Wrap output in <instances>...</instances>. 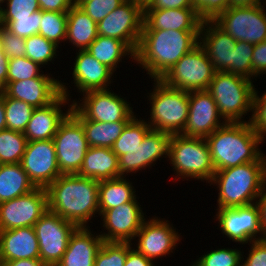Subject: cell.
<instances>
[{
  "instance_id": "6da1fadb",
  "label": "cell",
  "mask_w": 266,
  "mask_h": 266,
  "mask_svg": "<svg viewBox=\"0 0 266 266\" xmlns=\"http://www.w3.org/2000/svg\"><path fill=\"white\" fill-rule=\"evenodd\" d=\"M200 31L142 30L135 63L160 80L185 54L199 45Z\"/></svg>"
},
{
  "instance_id": "7a4b0ae2",
  "label": "cell",
  "mask_w": 266,
  "mask_h": 266,
  "mask_svg": "<svg viewBox=\"0 0 266 266\" xmlns=\"http://www.w3.org/2000/svg\"><path fill=\"white\" fill-rule=\"evenodd\" d=\"M99 181L76 174H62L47 188L48 210L74 223L89 227L99 214Z\"/></svg>"
},
{
  "instance_id": "3957f363",
  "label": "cell",
  "mask_w": 266,
  "mask_h": 266,
  "mask_svg": "<svg viewBox=\"0 0 266 266\" xmlns=\"http://www.w3.org/2000/svg\"><path fill=\"white\" fill-rule=\"evenodd\" d=\"M215 171L257 161L265 141L250 122H226L206 138Z\"/></svg>"
},
{
  "instance_id": "277c9868",
  "label": "cell",
  "mask_w": 266,
  "mask_h": 266,
  "mask_svg": "<svg viewBox=\"0 0 266 266\" xmlns=\"http://www.w3.org/2000/svg\"><path fill=\"white\" fill-rule=\"evenodd\" d=\"M266 182V155L257 161L215 171L210 186H217V209L257 202ZM219 188V189H218Z\"/></svg>"
},
{
  "instance_id": "5b68a950",
  "label": "cell",
  "mask_w": 266,
  "mask_h": 266,
  "mask_svg": "<svg viewBox=\"0 0 266 266\" xmlns=\"http://www.w3.org/2000/svg\"><path fill=\"white\" fill-rule=\"evenodd\" d=\"M254 90L252 80L224 71H216L207 88L226 122H247L244 118L253 111Z\"/></svg>"
},
{
  "instance_id": "8992f818",
  "label": "cell",
  "mask_w": 266,
  "mask_h": 266,
  "mask_svg": "<svg viewBox=\"0 0 266 266\" xmlns=\"http://www.w3.org/2000/svg\"><path fill=\"white\" fill-rule=\"evenodd\" d=\"M152 81L153 89L147 96L151 106L150 119L146 122L153 130L180 134L189 114V91L169 87L161 80Z\"/></svg>"
},
{
  "instance_id": "52a82bcc",
  "label": "cell",
  "mask_w": 266,
  "mask_h": 266,
  "mask_svg": "<svg viewBox=\"0 0 266 266\" xmlns=\"http://www.w3.org/2000/svg\"><path fill=\"white\" fill-rule=\"evenodd\" d=\"M169 162L176 175L173 178L175 181L181 178L188 181L191 178L210 183L215 173L205 138L173 134Z\"/></svg>"
},
{
  "instance_id": "ba28073f",
  "label": "cell",
  "mask_w": 266,
  "mask_h": 266,
  "mask_svg": "<svg viewBox=\"0 0 266 266\" xmlns=\"http://www.w3.org/2000/svg\"><path fill=\"white\" fill-rule=\"evenodd\" d=\"M216 70L205 50L197 45L160 79L165 85L185 91L207 90Z\"/></svg>"
},
{
  "instance_id": "9c48e42d",
  "label": "cell",
  "mask_w": 266,
  "mask_h": 266,
  "mask_svg": "<svg viewBox=\"0 0 266 266\" xmlns=\"http://www.w3.org/2000/svg\"><path fill=\"white\" fill-rule=\"evenodd\" d=\"M265 9L263 4L228 7L213 21L235 41L256 45L266 40Z\"/></svg>"
},
{
  "instance_id": "30bf717a",
  "label": "cell",
  "mask_w": 266,
  "mask_h": 266,
  "mask_svg": "<svg viewBox=\"0 0 266 266\" xmlns=\"http://www.w3.org/2000/svg\"><path fill=\"white\" fill-rule=\"evenodd\" d=\"M144 8L134 0H126L97 23V33L123 41L136 52L143 29Z\"/></svg>"
},
{
  "instance_id": "8fae6325",
  "label": "cell",
  "mask_w": 266,
  "mask_h": 266,
  "mask_svg": "<svg viewBox=\"0 0 266 266\" xmlns=\"http://www.w3.org/2000/svg\"><path fill=\"white\" fill-rule=\"evenodd\" d=\"M82 95L80 101L73 100V106L88 120L104 123L129 122L135 116L126 97L117 95L113 90H92Z\"/></svg>"
},
{
  "instance_id": "7c38bea8",
  "label": "cell",
  "mask_w": 266,
  "mask_h": 266,
  "mask_svg": "<svg viewBox=\"0 0 266 266\" xmlns=\"http://www.w3.org/2000/svg\"><path fill=\"white\" fill-rule=\"evenodd\" d=\"M53 143L60 172L78 173L89 145L82 124L71 113L60 124Z\"/></svg>"
},
{
  "instance_id": "4fadbf2b",
  "label": "cell",
  "mask_w": 266,
  "mask_h": 266,
  "mask_svg": "<svg viewBox=\"0 0 266 266\" xmlns=\"http://www.w3.org/2000/svg\"><path fill=\"white\" fill-rule=\"evenodd\" d=\"M77 228L74 223L49 210L34 224L40 259L47 266H56L60 262Z\"/></svg>"
},
{
  "instance_id": "5bb4252c",
  "label": "cell",
  "mask_w": 266,
  "mask_h": 266,
  "mask_svg": "<svg viewBox=\"0 0 266 266\" xmlns=\"http://www.w3.org/2000/svg\"><path fill=\"white\" fill-rule=\"evenodd\" d=\"M216 210L215 221H218L223 236L232 242L245 245L248 242L264 239L260 208L257 203Z\"/></svg>"
},
{
  "instance_id": "9a60e30c",
  "label": "cell",
  "mask_w": 266,
  "mask_h": 266,
  "mask_svg": "<svg viewBox=\"0 0 266 266\" xmlns=\"http://www.w3.org/2000/svg\"><path fill=\"white\" fill-rule=\"evenodd\" d=\"M47 211V190L37 187L28 194L0 203V231L34 227Z\"/></svg>"
},
{
  "instance_id": "2e32d148",
  "label": "cell",
  "mask_w": 266,
  "mask_h": 266,
  "mask_svg": "<svg viewBox=\"0 0 266 266\" xmlns=\"http://www.w3.org/2000/svg\"><path fill=\"white\" fill-rule=\"evenodd\" d=\"M169 220L153 216L144 221L135 236V249L146 258L155 262L161 257L171 255L181 242L182 237ZM137 238V239H136ZM175 249V250H174Z\"/></svg>"
},
{
  "instance_id": "e0dca14e",
  "label": "cell",
  "mask_w": 266,
  "mask_h": 266,
  "mask_svg": "<svg viewBox=\"0 0 266 266\" xmlns=\"http://www.w3.org/2000/svg\"><path fill=\"white\" fill-rule=\"evenodd\" d=\"M172 139L173 134L151 129L140 146L128 150L127 154L119 157L120 176L126 177L130 173L135 174L140 170L151 168L163 157L169 161Z\"/></svg>"
},
{
  "instance_id": "ac0fdd59",
  "label": "cell",
  "mask_w": 266,
  "mask_h": 266,
  "mask_svg": "<svg viewBox=\"0 0 266 266\" xmlns=\"http://www.w3.org/2000/svg\"><path fill=\"white\" fill-rule=\"evenodd\" d=\"M138 200L123 203L100 214L103 231L99 233L104 242H132L146 220ZM103 232V233H102Z\"/></svg>"
},
{
  "instance_id": "d6986e66",
  "label": "cell",
  "mask_w": 266,
  "mask_h": 266,
  "mask_svg": "<svg viewBox=\"0 0 266 266\" xmlns=\"http://www.w3.org/2000/svg\"><path fill=\"white\" fill-rule=\"evenodd\" d=\"M66 83L60 80L61 94L49 105L42 108H35L27 123L24 135L27 141H40L53 139L60 124L71 113L73 101H71L70 90ZM71 102V103H70ZM68 109L63 112L62 107Z\"/></svg>"
},
{
  "instance_id": "ffe728a7",
  "label": "cell",
  "mask_w": 266,
  "mask_h": 266,
  "mask_svg": "<svg viewBox=\"0 0 266 266\" xmlns=\"http://www.w3.org/2000/svg\"><path fill=\"white\" fill-rule=\"evenodd\" d=\"M20 164L36 187L47 188L62 175L53 139L27 142Z\"/></svg>"
},
{
  "instance_id": "44dd1931",
  "label": "cell",
  "mask_w": 266,
  "mask_h": 266,
  "mask_svg": "<svg viewBox=\"0 0 266 266\" xmlns=\"http://www.w3.org/2000/svg\"><path fill=\"white\" fill-rule=\"evenodd\" d=\"M225 123L214 98L207 90L189 92V114L180 134L206 139Z\"/></svg>"
},
{
  "instance_id": "7402d4cb",
  "label": "cell",
  "mask_w": 266,
  "mask_h": 266,
  "mask_svg": "<svg viewBox=\"0 0 266 266\" xmlns=\"http://www.w3.org/2000/svg\"><path fill=\"white\" fill-rule=\"evenodd\" d=\"M7 97L22 100L34 108H42L60 94V81L44 71L36 78L7 82L1 90Z\"/></svg>"
},
{
  "instance_id": "603a6c76",
  "label": "cell",
  "mask_w": 266,
  "mask_h": 266,
  "mask_svg": "<svg viewBox=\"0 0 266 266\" xmlns=\"http://www.w3.org/2000/svg\"><path fill=\"white\" fill-rule=\"evenodd\" d=\"M75 62L72 66L73 86L77 92L83 94L92 90L110 89L114 72L106 65L95 59L86 50H76ZM113 76V77H112ZM112 78V79H111Z\"/></svg>"
},
{
  "instance_id": "cb8c5ba5",
  "label": "cell",
  "mask_w": 266,
  "mask_h": 266,
  "mask_svg": "<svg viewBox=\"0 0 266 266\" xmlns=\"http://www.w3.org/2000/svg\"><path fill=\"white\" fill-rule=\"evenodd\" d=\"M236 42L213 20H203L199 32V45L205 50L216 71L231 73V56Z\"/></svg>"
},
{
  "instance_id": "d4e9b609",
  "label": "cell",
  "mask_w": 266,
  "mask_h": 266,
  "mask_svg": "<svg viewBox=\"0 0 266 266\" xmlns=\"http://www.w3.org/2000/svg\"><path fill=\"white\" fill-rule=\"evenodd\" d=\"M202 21L194 8L144 10L142 30L200 31Z\"/></svg>"
},
{
  "instance_id": "484cf974",
  "label": "cell",
  "mask_w": 266,
  "mask_h": 266,
  "mask_svg": "<svg viewBox=\"0 0 266 266\" xmlns=\"http://www.w3.org/2000/svg\"><path fill=\"white\" fill-rule=\"evenodd\" d=\"M93 233L90 227H78L56 266H94L96 254L104 241L99 233Z\"/></svg>"
},
{
  "instance_id": "4316f807",
  "label": "cell",
  "mask_w": 266,
  "mask_h": 266,
  "mask_svg": "<svg viewBox=\"0 0 266 266\" xmlns=\"http://www.w3.org/2000/svg\"><path fill=\"white\" fill-rule=\"evenodd\" d=\"M40 258L34 227L0 231V261Z\"/></svg>"
},
{
  "instance_id": "83f0119b",
  "label": "cell",
  "mask_w": 266,
  "mask_h": 266,
  "mask_svg": "<svg viewBox=\"0 0 266 266\" xmlns=\"http://www.w3.org/2000/svg\"><path fill=\"white\" fill-rule=\"evenodd\" d=\"M77 174L96 181L121 177L119 158L113 152L112 148L89 147L85 154L81 169Z\"/></svg>"
},
{
  "instance_id": "f1b7e54d",
  "label": "cell",
  "mask_w": 266,
  "mask_h": 266,
  "mask_svg": "<svg viewBox=\"0 0 266 266\" xmlns=\"http://www.w3.org/2000/svg\"><path fill=\"white\" fill-rule=\"evenodd\" d=\"M97 23L76 5L67 11L66 44L74 45L78 50H86L97 38Z\"/></svg>"
},
{
  "instance_id": "f546056e",
  "label": "cell",
  "mask_w": 266,
  "mask_h": 266,
  "mask_svg": "<svg viewBox=\"0 0 266 266\" xmlns=\"http://www.w3.org/2000/svg\"><path fill=\"white\" fill-rule=\"evenodd\" d=\"M71 114L82 124L89 147L112 148L128 123H104L88 120L74 106Z\"/></svg>"
},
{
  "instance_id": "4dcf8cb0",
  "label": "cell",
  "mask_w": 266,
  "mask_h": 266,
  "mask_svg": "<svg viewBox=\"0 0 266 266\" xmlns=\"http://www.w3.org/2000/svg\"><path fill=\"white\" fill-rule=\"evenodd\" d=\"M86 51L113 72L125 57L135 62V53L123 41L112 37L98 35Z\"/></svg>"
},
{
  "instance_id": "1f68e13d",
  "label": "cell",
  "mask_w": 266,
  "mask_h": 266,
  "mask_svg": "<svg viewBox=\"0 0 266 266\" xmlns=\"http://www.w3.org/2000/svg\"><path fill=\"white\" fill-rule=\"evenodd\" d=\"M126 178L121 176L99 181V215L105 210L118 207L123 203H128L138 198L136 197V189L132 185L133 183Z\"/></svg>"
},
{
  "instance_id": "d6a6232c",
  "label": "cell",
  "mask_w": 266,
  "mask_h": 266,
  "mask_svg": "<svg viewBox=\"0 0 266 266\" xmlns=\"http://www.w3.org/2000/svg\"><path fill=\"white\" fill-rule=\"evenodd\" d=\"M36 188L20 163L0 164V203L28 194Z\"/></svg>"
},
{
  "instance_id": "836d02e7",
  "label": "cell",
  "mask_w": 266,
  "mask_h": 266,
  "mask_svg": "<svg viewBox=\"0 0 266 266\" xmlns=\"http://www.w3.org/2000/svg\"><path fill=\"white\" fill-rule=\"evenodd\" d=\"M135 116L126 124L121 135L115 141L112 150L119 158L141 145L145 135L152 129L145 119Z\"/></svg>"
},
{
  "instance_id": "e575fe53",
  "label": "cell",
  "mask_w": 266,
  "mask_h": 266,
  "mask_svg": "<svg viewBox=\"0 0 266 266\" xmlns=\"http://www.w3.org/2000/svg\"><path fill=\"white\" fill-rule=\"evenodd\" d=\"M27 142L22 132L10 129L0 131V164L20 163Z\"/></svg>"
},
{
  "instance_id": "d590c367",
  "label": "cell",
  "mask_w": 266,
  "mask_h": 266,
  "mask_svg": "<svg viewBox=\"0 0 266 266\" xmlns=\"http://www.w3.org/2000/svg\"><path fill=\"white\" fill-rule=\"evenodd\" d=\"M25 45V56L41 67H46L47 64L49 66L50 62L53 63L54 58L59 56L57 55L59 46L39 34L25 38Z\"/></svg>"
},
{
  "instance_id": "8d00e7d4",
  "label": "cell",
  "mask_w": 266,
  "mask_h": 266,
  "mask_svg": "<svg viewBox=\"0 0 266 266\" xmlns=\"http://www.w3.org/2000/svg\"><path fill=\"white\" fill-rule=\"evenodd\" d=\"M66 31L67 12L42 11L39 35L59 46L65 43Z\"/></svg>"
},
{
  "instance_id": "74e56055",
  "label": "cell",
  "mask_w": 266,
  "mask_h": 266,
  "mask_svg": "<svg viewBox=\"0 0 266 266\" xmlns=\"http://www.w3.org/2000/svg\"><path fill=\"white\" fill-rule=\"evenodd\" d=\"M4 106L6 114V129L24 133L35 108L22 100L9 98L5 94Z\"/></svg>"
},
{
  "instance_id": "f35d334b",
  "label": "cell",
  "mask_w": 266,
  "mask_h": 266,
  "mask_svg": "<svg viewBox=\"0 0 266 266\" xmlns=\"http://www.w3.org/2000/svg\"><path fill=\"white\" fill-rule=\"evenodd\" d=\"M242 251L238 248H217L201 255L191 266H241Z\"/></svg>"
},
{
  "instance_id": "ab89813d",
  "label": "cell",
  "mask_w": 266,
  "mask_h": 266,
  "mask_svg": "<svg viewBox=\"0 0 266 266\" xmlns=\"http://www.w3.org/2000/svg\"><path fill=\"white\" fill-rule=\"evenodd\" d=\"M41 20L42 10H38L32 13L30 17L0 18V25L18 37L28 38L38 34Z\"/></svg>"
},
{
  "instance_id": "60d3db41",
  "label": "cell",
  "mask_w": 266,
  "mask_h": 266,
  "mask_svg": "<svg viewBox=\"0 0 266 266\" xmlns=\"http://www.w3.org/2000/svg\"><path fill=\"white\" fill-rule=\"evenodd\" d=\"M126 257L127 242H103L94 266H124Z\"/></svg>"
},
{
  "instance_id": "b9f144b4",
  "label": "cell",
  "mask_w": 266,
  "mask_h": 266,
  "mask_svg": "<svg viewBox=\"0 0 266 266\" xmlns=\"http://www.w3.org/2000/svg\"><path fill=\"white\" fill-rule=\"evenodd\" d=\"M254 45L237 41L231 56V73L252 80V56Z\"/></svg>"
},
{
  "instance_id": "7bdbcfd3",
  "label": "cell",
  "mask_w": 266,
  "mask_h": 266,
  "mask_svg": "<svg viewBox=\"0 0 266 266\" xmlns=\"http://www.w3.org/2000/svg\"><path fill=\"white\" fill-rule=\"evenodd\" d=\"M41 68L26 56L9 59L7 82L36 78L43 72Z\"/></svg>"
},
{
  "instance_id": "ee69618b",
  "label": "cell",
  "mask_w": 266,
  "mask_h": 266,
  "mask_svg": "<svg viewBox=\"0 0 266 266\" xmlns=\"http://www.w3.org/2000/svg\"><path fill=\"white\" fill-rule=\"evenodd\" d=\"M0 18H24L40 10L38 0H6Z\"/></svg>"
},
{
  "instance_id": "f6af8a7d",
  "label": "cell",
  "mask_w": 266,
  "mask_h": 266,
  "mask_svg": "<svg viewBox=\"0 0 266 266\" xmlns=\"http://www.w3.org/2000/svg\"><path fill=\"white\" fill-rule=\"evenodd\" d=\"M258 91L254 90L253 111L247 122H250L256 133L265 140L266 137V92L262 96L258 95Z\"/></svg>"
},
{
  "instance_id": "bcb514c9",
  "label": "cell",
  "mask_w": 266,
  "mask_h": 266,
  "mask_svg": "<svg viewBox=\"0 0 266 266\" xmlns=\"http://www.w3.org/2000/svg\"><path fill=\"white\" fill-rule=\"evenodd\" d=\"M0 45L8 59L24 57L26 54L25 38L18 37L0 25Z\"/></svg>"
},
{
  "instance_id": "7dc6e473",
  "label": "cell",
  "mask_w": 266,
  "mask_h": 266,
  "mask_svg": "<svg viewBox=\"0 0 266 266\" xmlns=\"http://www.w3.org/2000/svg\"><path fill=\"white\" fill-rule=\"evenodd\" d=\"M125 1L126 0H90L85 1L80 7L98 23Z\"/></svg>"
},
{
  "instance_id": "c3c4849f",
  "label": "cell",
  "mask_w": 266,
  "mask_h": 266,
  "mask_svg": "<svg viewBox=\"0 0 266 266\" xmlns=\"http://www.w3.org/2000/svg\"><path fill=\"white\" fill-rule=\"evenodd\" d=\"M192 2L202 20H214L229 7V0H192Z\"/></svg>"
},
{
  "instance_id": "681fc988",
  "label": "cell",
  "mask_w": 266,
  "mask_h": 266,
  "mask_svg": "<svg viewBox=\"0 0 266 266\" xmlns=\"http://www.w3.org/2000/svg\"><path fill=\"white\" fill-rule=\"evenodd\" d=\"M248 245L250 250L248 248L247 257L242 252L241 266H266V239L252 241Z\"/></svg>"
},
{
  "instance_id": "f907efd6",
  "label": "cell",
  "mask_w": 266,
  "mask_h": 266,
  "mask_svg": "<svg viewBox=\"0 0 266 266\" xmlns=\"http://www.w3.org/2000/svg\"><path fill=\"white\" fill-rule=\"evenodd\" d=\"M261 74H266V40L254 45L252 56V80Z\"/></svg>"
},
{
  "instance_id": "816d5d0a",
  "label": "cell",
  "mask_w": 266,
  "mask_h": 266,
  "mask_svg": "<svg viewBox=\"0 0 266 266\" xmlns=\"http://www.w3.org/2000/svg\"><path fill=\"white\" fill-rule=\"evenodd\" d=\"M194 8L192 0H152L144 10Z\"/></svg>"
},
{
  "instance_id": "f5cc1de1",
  "label": "cell",
  "mask_w": 266,
  "mask_h": 266,
  "mask_svg": "<svg viewBox=\"0 0 266 266\" xmlns=\"http://www.w3.org/2000/svg\"><path fill=\"white\" fill-rule=\"evenodd\" d=\"M130 242H127V257L124 266H157L154 261L139 253Z\"/></svg>"
},
{
  "instance_id": "db71d44e",
  "label": "cell",
  "mask_w": 266,
  "mask_h": 266,
  "mask_svg": "<svg viewBox=\"0 0 266 266\" xmlns=\"http://www.w3.org/2000/svg\"><path fill=\"white\" fill-rule=\"evenodd\" d=\"M38 4L42 11L67 12L74 0H38Z\"/></svg>"
},
{
  "instance_id": "11a10c76",
  "label": "cell",
  "mask_w": 266,
  "mask_h": 266,
  "mask_svg": "<svg viewBox=\"0 0 266 266\" xmlns=\"http://www.w3.org/2000/svg\"><path fill=\"white\" fill-rule=\"evenodd\" d=\"M256 203L260 208L261 225L264 233V239H266V182Z\"/></svg>"
},
{
  "instance_id": "9f6ffc18",
  "label": "cell",
  "mask_w": 266,
  "mask_h": 266,
  "mask_svg": "<svg viewBox=\"0 0 266 266\" xmlns=\"http://www.w3.org/2000/svg\"><path fill=\"white\" fill-rule=\"evenodd\" d=\"M1 266H47L40 258L0 261Z\"/></svg>"
},
{
  "instance_id": "6f0895ef",
  "label": "cell",
  "mask_w": 266,
  "mask_h": 266,
  "mask_svg": "<svg viewBox=\"0 0 266 266\" xmlns=\"http://www.w3.org/2000/svg\"><path fill=\"white\" fill-rule=\"evenodd\" d=\"M8 62H9V59L6 56V54L3 52L1 45H0V91L7 84Z\"/></svg>"
},
{
  "instance_id": "680465c9",
  "label": "cell",
  "mask_w": 266,
  "mask_h": 266,
  "mask_svg": "<svg viewBox=\"0 0 266 266\" xmlns=\"http://www.w3.org/2000/svg\"><path fill=\"white\" fill-rule=\"evenodd\" d=\"M264 0H229V7L261 5Z\"/></svg>"
},
{
  "instance_id": "91938a15",
  "label": "cell",
  "mask_w": 266,
  "mask_h": 266,
  "mask_svg": "<svg viewBox=\"0 0 266 266\" xmlns=\"http://www.w3.org/2000/svg\"><path fill=\"white\" fill-rule=\"evenodd\" d=\"M6 129V114L4 106V93L0 91V131Z\"/></svg>"
},
{
  "instance_id": "94428289",
  "label": "cell",
  "mask_w": 266,
  "mask_h": 266,
  "mask_svg": "<svg viewBox=\"0 0 266 266\" xmlns=\"http://www.w3.org/2000/svg\"><path fill=\"white\" fill-rule=\"evenodd\" d=\"M138 4H140L143 8L146 7L152 0H134Z\"/></svg>"
},
{
  "instance_id": "6125c7cd",
  "label": "cell",
  "mask_w": 266,
  "mask_h": 266,
  "mask_svg": "<svg viewBox=\"0 0 266 266\" xmlns=\"http://www.w3.org/2000/svg\"><path fill=\"white\" fill-rule=\"evenodd\" d=\"M85 1H90V0H74V5L80 7Z\"/></svg>"
},
{
  "instance_id": "be15d7a7",
  "label": "cell",
  "mask_w": 266,
  "mask_h": 266,
  "mask_svg": "<svg viewBox=\"0 0 266 266\" xmlns=\"http://www.w3.org/2000/svg\"><path fill=\"white\" fill-rule=\"evenodd\" d=\"M5 1H6V0H0V12L2 11V7H1V6L4 7ZM3 3H4V4H3Z\"/></svg>"
},
{
  "instance_id": "e7e4bbea",
  "label": "cell",
  "mask_w": 266,
  "mask_h": 266,
  "mask_svg": "<svg viewBox=\"0 0 266 266\" xmlns=\"http://www.w3.org/2000/svg\"><path fill=\"white\" fill-rule=\"evenodd\" d=\"M263 6H264V7L266 6V0H264V2H263Z\"/></svg>"
}]
</instances>
